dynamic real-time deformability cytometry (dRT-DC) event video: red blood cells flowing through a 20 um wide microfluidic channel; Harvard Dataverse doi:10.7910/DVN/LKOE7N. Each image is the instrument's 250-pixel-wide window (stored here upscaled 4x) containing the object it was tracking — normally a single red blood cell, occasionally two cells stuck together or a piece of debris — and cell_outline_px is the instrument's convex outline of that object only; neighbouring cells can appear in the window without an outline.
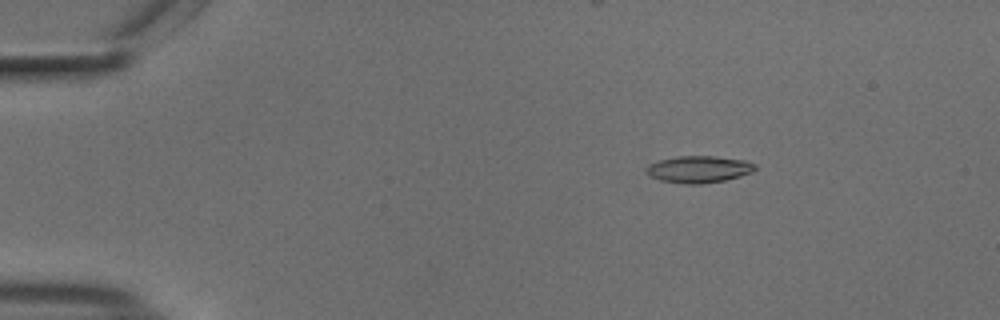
{"species": "common noctule bat (a hibernating species)", "species_latin": "Nyctalus noctula", "temperature_condition": "cold", "stored_images_in_passage": 55, "camera_frame_rate_fps": 3000, "um_per_image_px": 0.085, "animal": {"sex": "male", "body_mass_g": 18.8}, "frame": {"image": 1, "passage_image": 9, "time_ms": 2.667, "image_size_px": [1000, 320], "cell_outline_px": [[756, 168], [752, 172], [740, 176], [724, 180], [700, 184], [684, 184], [660, 180], [648, 176], [648, 164], [660, 160], [676, 156], [716, 156], [744, 160], [756, 164]], "centroid_in_image_um": [59.4, 14.38], "position_along_channel_um": 25.6, "area_um2": 16.99}}
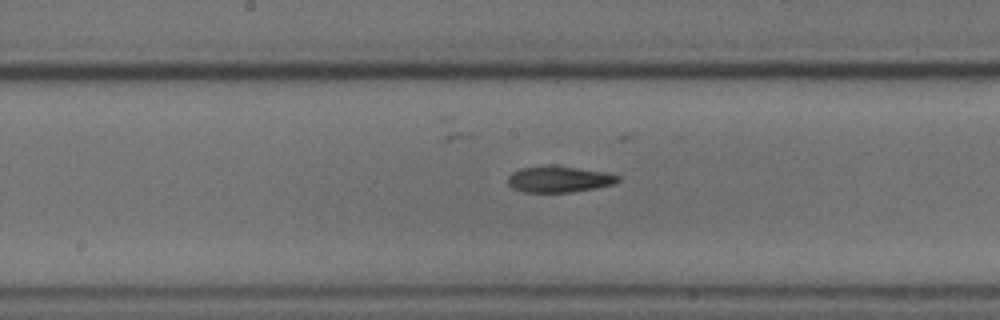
{"frame": {"image": 2, "passage_image": 29, "time_ms": 9.333, "image_size_px": [1000, 320], "cell_outline_px": [[620, 180], [616, 184], [596, 188], [572, 192], [524, 192], [512, 188], [508, 184], [508, 176], [512, 172], [520, 168], [548, 164], [552, 164], [604, 172], [620, 176]], "centroid_in_image_um": [47.51, 15.22], "position_along_channel_um": 200.7, "area_um2": 17.11}}
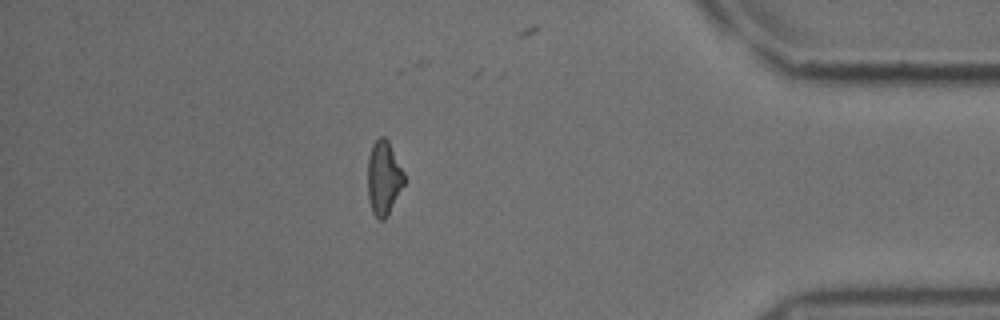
{"frame": {"image": 3, "passage_image": 48, "time_ms": 15.667, "image_size_px": [1000, 320], "cell_outline_px": [[404, 184], [388, 216], [384, 220], [380, 220], [372, 212], [368, 200], [368, 156], [372, 144], [380, 136], [384, 136], [388, 140], [404, 172]], "centroid_in_image_um": [32.61, 15.13], "position_along_channel_um": 402.6, "area_um2": 15.84}, "authors_computed_cell_mechanics": {"area_um2": 16.473, "velocity_mm_per_s": 3.7382, "shape_relaxation_time_tau1_ms": 4.4925, "shape_relaxation_time_tau2_ms": 8.9481, "deformation_change_tau1": 0.1596, "deformation_change_tau2": 0.1779}}